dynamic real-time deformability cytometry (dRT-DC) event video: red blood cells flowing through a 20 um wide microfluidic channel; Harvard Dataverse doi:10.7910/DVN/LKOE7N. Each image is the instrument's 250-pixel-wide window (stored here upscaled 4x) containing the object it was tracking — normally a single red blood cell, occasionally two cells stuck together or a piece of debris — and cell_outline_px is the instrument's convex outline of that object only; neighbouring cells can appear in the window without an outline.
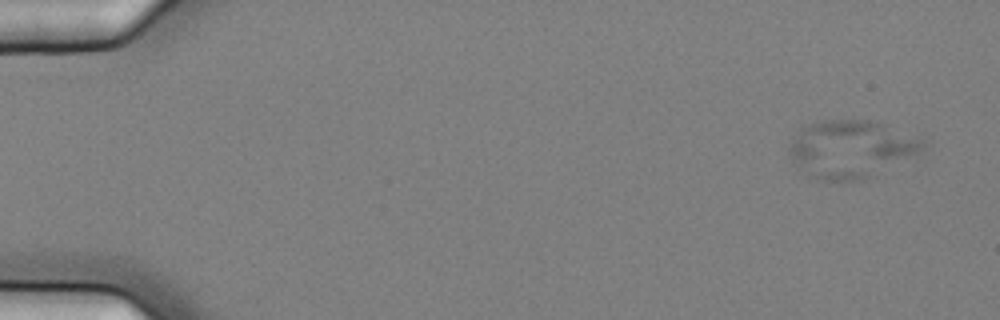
{"species": "common noctule bat (a hibernating species)", "species_latin": "Nyctalus noctula", "temperature_condition": "cold", "stored_images_in_passage": 4, "camera_frame_rate_fps": 3000, "um_per_image_px": 0.085, "animal": {"sex": "female", "body_mass_g": 25.1}, "frame": {"image": 1, "passage_image": 1, "time_ms": 0.0, "image_size_px": [1000, 320], "cell_outline_px": [[928, 144], [920, 152], [876, 176], [864, 180], [816, 180], [804, 176], [792, 160], [788, 152], [788, 148], [792, 140], [800, 128], [808, 124], [820, 120], [868, 120], [884, 124], [920, 136], [928, 140]], "centroid_in_image_um": [72.36, 12.68], "position_along_channel_um": 12.6, "area_um2": 45.78}}
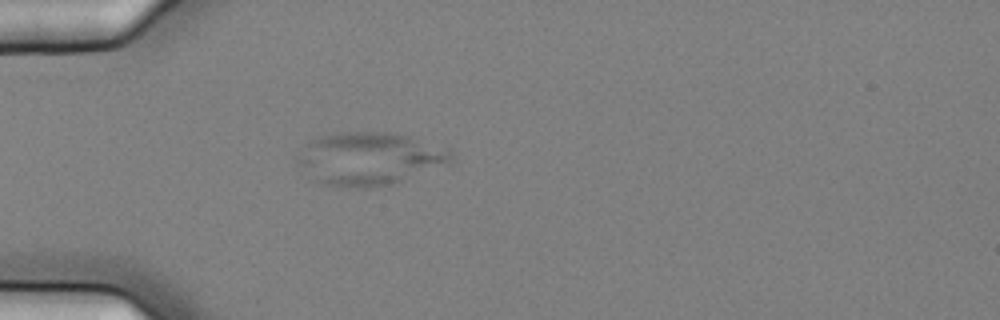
{"frame": {"image": 2, "passage_image": 4, "time_ms": 1.0, "image_size_px": [1000, 320], "cell_outline_px": [[456, 160], [448, 164], [384, 184], [368, 188], [340, 188], [324, 184], [316, 180], [296, 164], [296, 156], [308, 140], [340, 132], [396, 132], [448, 148], [456, 156]], "centroid_in_image_um": [31.38, 13.46], "position_along_channel_um": 53.6, "area_um2": 47.16}}